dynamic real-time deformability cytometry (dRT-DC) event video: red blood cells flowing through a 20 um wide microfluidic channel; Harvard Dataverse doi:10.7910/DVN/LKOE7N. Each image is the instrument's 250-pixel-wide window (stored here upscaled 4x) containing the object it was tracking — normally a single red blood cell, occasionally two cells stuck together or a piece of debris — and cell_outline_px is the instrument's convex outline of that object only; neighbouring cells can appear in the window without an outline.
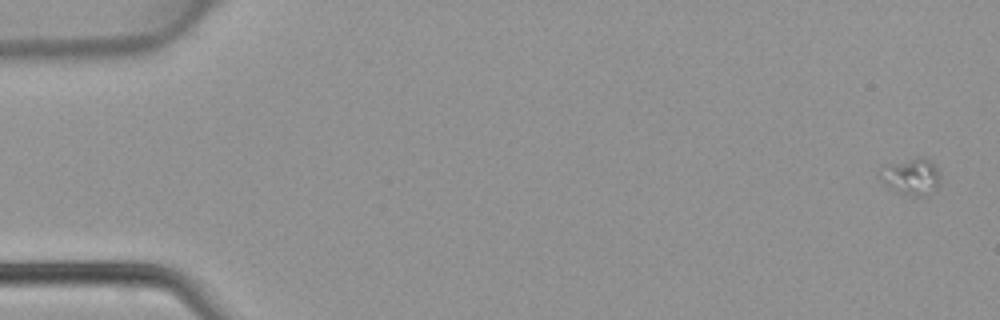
{"species": "common noctule bat (a hibernating species)", "species_latin": "Nyctalus noctula", "temperature_condition": "warm", "stored_images_in_passage": 5, "camera_frame_rate_fps": 3000, "um_per_image_px": 0.085, "animal": {"sex": "female", "body_mass_g": 22.7, "forearm_length_mm": 54.2}, "frame": {"image": 1, "passage_image": 1, "time_ms": 0.0, "image_size_px": [1000, 320], "cell_outline_px": [[940, 184], [936, 192], [928, 196], [912, 196], [896, 192], [888, 188], [880, 180], [880, 168], [884, 164], [920, 156], [924, 156], [936, 164], [940, 176]], "centroid_in_image_um": [77.48, 15.01], "position_along_channel_um": 7.5, "area_um2": 13.64}}